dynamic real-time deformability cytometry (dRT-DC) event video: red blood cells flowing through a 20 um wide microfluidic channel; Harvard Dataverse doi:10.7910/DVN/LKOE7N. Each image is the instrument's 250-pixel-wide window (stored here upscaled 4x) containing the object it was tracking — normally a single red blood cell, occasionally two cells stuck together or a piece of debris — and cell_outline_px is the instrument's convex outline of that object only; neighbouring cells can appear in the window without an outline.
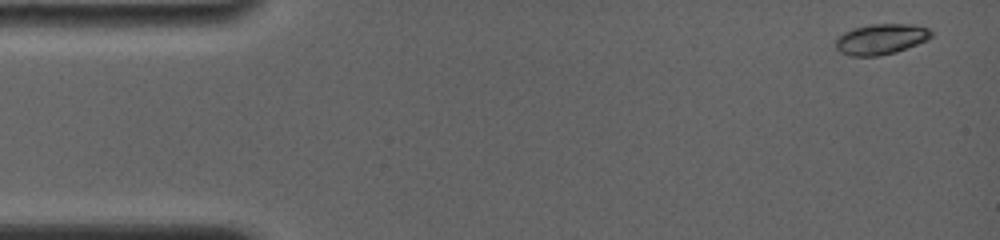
{"species": "common noctule bat (a hibernating species)", "species_latin": "Nyctalus noctula", "temperature_condition": "room temperature", "stored_images_in_passage": 9, "camera_frame_rate_fps": 4000, "um_per_image_px": 0.085, "animal": {"sex": "female", "body_mass_g": 19.0, "forearm_length_mm": 56.7}, "frame": {"image": 1, "passage_image": 1, "time_ms": 0.0, "image_size_px": [1000, 240], "cell_outline_px": [[932, 36], [928, 40], [896, 52], [880, 56], [852, 56], [840, 52], [836, 48], [836, 36], [852, 28], [872, 24], [912, 24], [928, 28], [932, 32]], "centroid_in_image_um": [74.87, 3.32], "position_along_channel_um": 10.1, "area_um2": 17.17}}
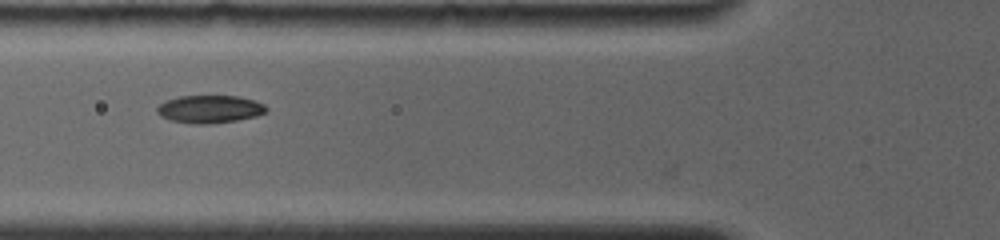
{"frame": {"image": 2, "passage_image": 6, "time_ms": 5.5, "image_size_px": [1000, 240], "cell_outline_px": [[268, 112], [256, 116], [236, 120], [208, 124], [192, 124], [172, 120], [160, 116], [156, 112], [156, 108], [164, 100], [180, 96], [240, 96], [256, 100], [264, 104], [268, 108]], "centroid_in_image_um": [17.84, 9.27], "position_along_channel_um": 108.0, "area_um2": 17.86}}
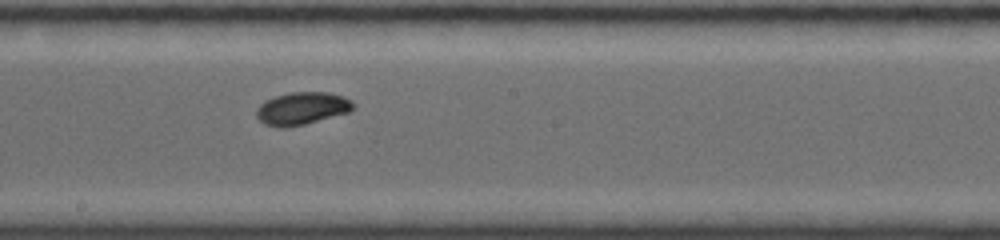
{"frame": {"image": 3, "passage_image": 9, "time_ms": 8.5, "image_size_px": [1000, 240], "cell_outline_px": [[356, 104], [348, 112], [304, 124], [284, 128], [280, 128], [264, 124], [256, 116], [256, 108], [264, 100], [276, 96], [292, 92], [328, 92], [344, 96], [352, 100]], "centroid_in_image_um": [25.65, 9.21], "position_along_channel_um": 222.5, "area_um2": 18.38}}